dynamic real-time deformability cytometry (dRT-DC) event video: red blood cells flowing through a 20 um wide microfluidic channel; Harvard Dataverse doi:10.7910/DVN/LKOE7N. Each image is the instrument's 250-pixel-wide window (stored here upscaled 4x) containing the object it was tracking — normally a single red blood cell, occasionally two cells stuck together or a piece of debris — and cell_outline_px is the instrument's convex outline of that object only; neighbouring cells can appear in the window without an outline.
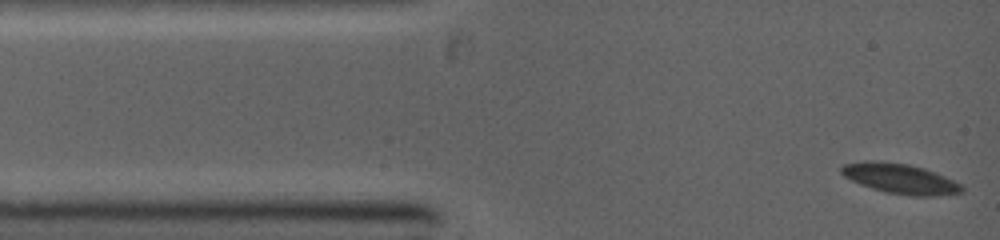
{"species": "common noctule bat (a hibernating species)", "species_latin": "Nyctalus noctula", "temperature_condition": "warm", "stored_images_in_passage": 48, "camera_frame_rate_fps": 5000, "um_per_image_px": 0.085, "animal": {"sex": "female", "body_mass_g": 19.0, "forearm_length_mm": 53.3}, "frame": {"image": 1, "passage_image": 1, "time_ms": 0.0, "image_size_px": [1000, 240], "cell_outline_px": [[964, 192], [936, 196], [912, 196], [884, 192], [860, 184], [844, 176], [840, 172], [840, 168], [844, 164], [864, 160], [872, 160], [908, 164], [924, 168], [944, 176], [960, 184], [964, 188]], "centroid_in_image_um": [76.5, 15.19], "position_along_channel_um": 8.5, "area_um2": 21.1}}
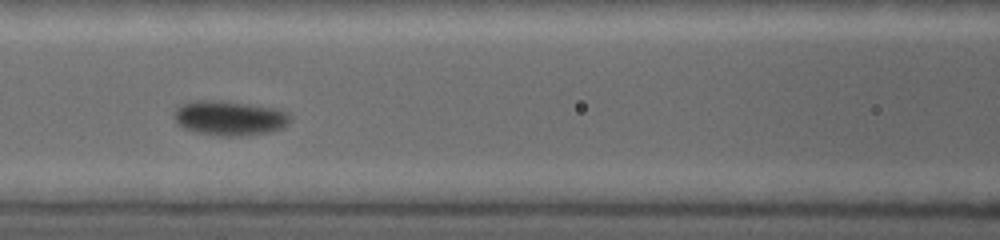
{"frame": {"image": 2, "passage_image": 17, "time_ms": 4.4, "image_size_px": [1000, 240], "cell_outline_px": [[292, 120], [284, 128], [268, 132], [240, 136], [220, 136], [196, 132], [184, 128], [176, 124], [176, 108], [184, 104], [196, 100], [224, 100], [272, 108], [288, 112], [292, 116]], "centroid_in_image_um": [19.55, 10.04], "position_along_channel_um": 147.0, "area_um2": 23.47}}
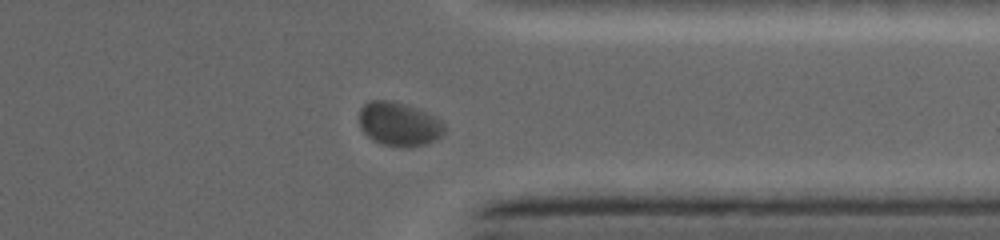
{"frame": {"image": 3, "passage_image": 37, "time_ms": 9.6, "image_size_px": [1000, 240], "cell_outline_px": [[444, 132], [440, 136], [424, 144], [404, 148], [400, 148], [380, 144], [372, 140], [360, 128], [360, 108], [368, 100], [388, 100], [404, 104], [436, 116], [444, 120]], "centroid_in_image_um": [33.9, 10.55], "position_along_channel_um": 377.5, "area_um2": 21.85}}